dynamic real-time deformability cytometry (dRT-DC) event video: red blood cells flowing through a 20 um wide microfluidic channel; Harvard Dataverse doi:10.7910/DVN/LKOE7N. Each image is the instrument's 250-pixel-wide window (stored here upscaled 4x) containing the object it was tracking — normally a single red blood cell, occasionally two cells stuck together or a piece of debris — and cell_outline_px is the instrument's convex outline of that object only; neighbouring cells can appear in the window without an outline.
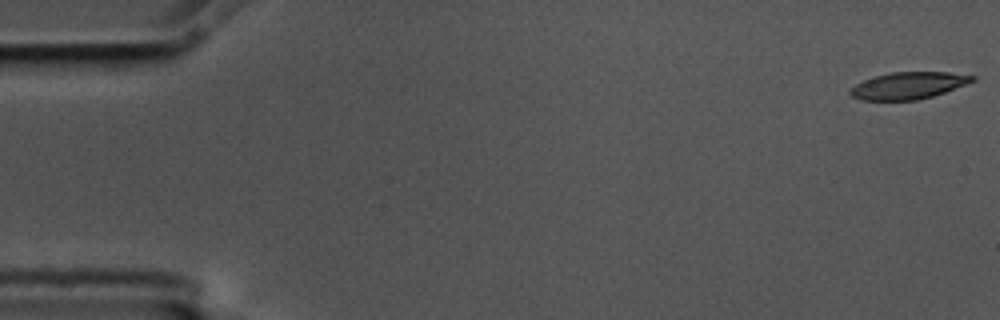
{"species": "common noctule bat (a hibernating species)", "species_latin": "Nyctalus noctula", "temperature_condition": "cold", "stored_images_in_passage": 57, "camera_frame_rate_fps": 3000, "um_per_image_px": 0.085, "animal": {"sex": "male", "body_mass_g": 17.5, "forearm_length_mm": 52.3}, "frame": {"image": 1, "passage_image": 1, "time_ms": 0.0, "image_size_px": [1000, 320], "cell_outline_px": [[976, 80], [944, 92], [932, 96], [916, 100], [860, 100], [852, 96], [848, 92], [856, 84], [864, 80], [876, 76], [892, 72], [948, 72], [976, 76]], "centroid_in_image_um": [77.21, 7.27], "position_along_channel_um": 7.8, "area_um2": 18.96}}
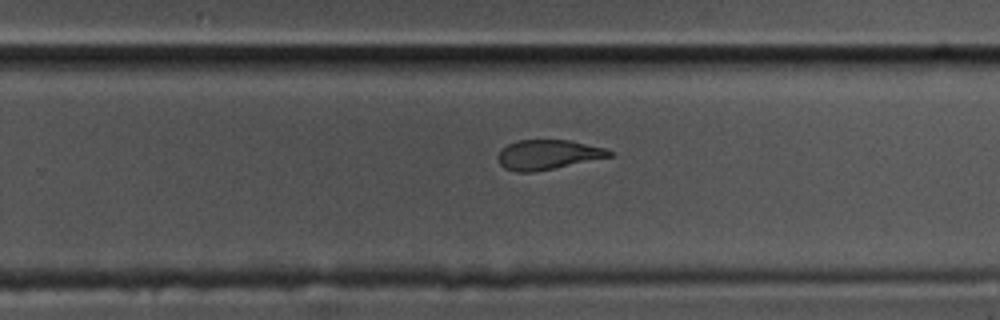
{"frame": {"image": 2, "passage_image": 36, "time_ms": 11.667, "image_size_px": [1000, 320], "cell_outline_px": [[616, 152], [612, 156], [532, 172], [516, 172], [504, 168], [496, 160], [496, 156], [500, 148], [516, 140], [568, 140], [604, 148]], "centroid_in_image_um": [46.5, 13.14], "position_along_channel_um": 283.3, "area_um2": 19.25}}
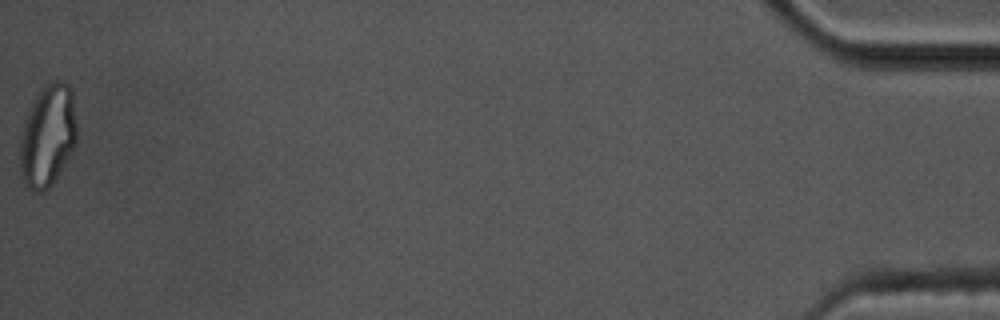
{"frame": {"image": 3, "passage_image": 57, "time_ms": 18.667, "image_size_px": [1000, 320], "cell_outline_px": [[76, 144], [72, 152], [56, 180], [44, 192], [32, 192], [24, 184], [20, 168], [20, 140], [24, 120], [40, 88], [48, 80], [64, 80], [72, 88], [76, 124]], "centroid_in_image_um": [4.06, 11.53], "position_along_channel_um": 431.1, "area_um2": 34.39}, "authors_computed_cell_mechanics": {"area_um2": 21.0392, "velocity_mm_per_s": 3.534, "shape_relaxation_time_tau1_ms": null, "shape_relaxation_time_tau2_ms": 2.5757, "deformation_change_tau1": null, "deformation_change_tau2": 0.1072}}